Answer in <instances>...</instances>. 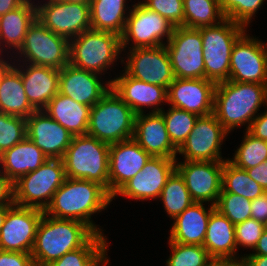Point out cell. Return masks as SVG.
Segmentation results:
<instances>
[{
    "mask_svg": "<svg viewBox=\"0 0 267 266\" xmlns=\"http://www.w3.org/2000/svg\"><path fill=\"white\" fill-rule=\"evenodd\" d=\"M254 252V253H253ZM252 254H246V255H261V256H267V229H265L259 238V241L257 242L255 248L253 249Z\"/></svg>",
    "mask_w": 267,
    "mask_h": 266,
    "instance_id": "f907efd6",
    "label": "cell"
},
{
    "mask_svg": "<svg viewBox=\"0 0 267 266\" xmlns=\"http://www.w3.org/2000/svg\"><path fill=\"white\" fill-rule=\"evenodd\" d=\"M198 29L203 43L205 79L216 84L227 81L233 45L247 28L225 18L218 24Z\"/></svg>",
    "mask_w": 267,
    "mask_h": 266,
    "instance_id": "52a82bcc",
    "label": "cell"
},
{
    "mask_svg": "<svg viewBox=\"0 0 267 266\" xmlns=\"http://www.w3.org/2000/svg\"><path fill=\"white\" fill-rule=\"evenodd\" d=\"M228 134L213 113L199 116L177 153L184 156L183 161H225L220 149Z\"/></svg>",
    "mask_w": 267,
    "mask_h": 266,
    "instance_id": "5bb4252c",
    "label": "cell"
},
{
    "mask_svg": "<svg viewBox=\"0 0 267 266\" xmlns=\"http://www.w3.org/2000/svg\"><path fill=\"white\" fill-rule=\"evenodd\" d=\"M141 3L166 18L175 27L184 25L183 0H144Z\"/></svg>",
    "mask_w": 267,
    "mask_h": 266,
    "instance_id": "7bdbcfd3",
    "label": "cell"
},
{
    "mask_svg": "<svg viewBox=\"0 0 267 266\" xmlns=\"http://www.w3.org/2000/svg\"><path fill=\"white\" fill-rule=\"evenodd\" d=\"M248 175L267 191V160L246 170Z\"/></svg>",
    "mask_w": 267,
    "mask_h": 266,
    "instance_id": "681fc988",
    "label": "cell"
},
{
    "mask_svg": "<svg viewBox=\"0 0 267 266\" xmlns=\"http://www.w3.org/2000/svg\"><path fill=\"white\" fill-rule=\"evenodd\" d=\"M47 160L48 157L26 137L0 155V172L14 183L21 176L37 170Z\"/></svg>",
    "mask_w": 267,
    "mask_h": 266,
    "instance_id": "83f0119b",
    "label": "cell"
},
{
    "mask_svg": "<svg viewBox=\"0 0 267 266\" xmlns=\"http://www.w3.org/2000/svg\"><path fill=\"white\" fill-rule=\"evenodd\" d=\"M35 19L36 3L32 0H26L21 6L0 16V55L6 51L9 53L8 48L11 51L19 50Z\"/></svg>",
    "mask_w": 267,
    "mask_h": 266,
    "instance_id": "f546056e",
    "label": "cell"
},
{
    "mask_svg": "<svg viewBox=\"0 0 267 266\" xmlns=\"http://www.w3.org/2000/svg\"><path fill=\"white\" fill-rule=\"evenodd\" d=\"M26 129L27 138L48 159H62L73 138L66 128L42 110L35 111L26 118Z\"/></svg>",
    "mask_w": 267,
    "mask_h": 266,
    "instance_id": "44dd1931",
    "label": "cell"
},
{
    "mask_svg": "<svg viewBox=\"0 0 267 266\" xmlns=\"http://www.w3.org/2000/svg\"><path fill=\"white\" fill-rule=\"evenodd\" d=\"M165 47L175 78H205L203 43L198 28L174 27Z\"/></svg>",
    "mask_w": 267,
    "mask_h": 266,
    "instance_id": "8fae6325",
    "label": "cell"
},
{
    "mask_svg": "<svg viewBox=\"0 0 267 266\" xmlns=\"http://www.w3.org/2000/svg\"><path fill=\"white\" fill-rule=\"evenodd\" d=\"M136 113L110 88L90 108L87 135L108 144L131 139Z\"/></svg>",
    "mask_w": 267,
    "mask_h": 266,
    "instance_id": "5b68a950",
    "label": "cell"
},
{
    "mask_svg": "<svg viewBox=\"0 0 267 266\" xmlns=\"http://www.w3.org/2000/svg\"><path fill=\"white\" fill-rule=\"evenodd\" d=\"M69 40L53 33L38 19L29 26L23 44L16 53L18 62L62 69L69 63Z\"/></svg>",
    "mask_w": 267,
    "mask_h": 266,
    "instance_id": "9c48e42d",
    "label": "cell"
},
{
    "mask_svg": "<svg viewBox=\"0 0 267 266\" xmlns=\"http://www.w3.org/2000/svg\"><path fill=\"white\" fill-rule=\"evenodd\" d=\"M208 266H216V260H213Z\"/></svg>",
    "mask_w": 267,
    "mask_h": 266,
    "instance_id": "91938a15",
    "label": "cell"
},
{
    "mask_svg": "<svg viewBox=\"0 0 267 266\" xmlns=\"http://www.w3.org/2000/svg\"><path fill=\"white\" fill-rule=\"evenodd\" d=\"M109 147L87 134L73 136L62 158L66 177L98 183L109 193Z\"/></svg>",
    "mask_w": 267,
    "mask_h": 266,
    "instance_id": "277c9868",
    "label": "cell"
},
{
    "mask_svg": "<svg viewBox=\"0 0 267 266\" xmlns=\"http://www.w3.org/2000/svg\"><path fill=\"white\" fill-rule=\"evenodd\" d=\"M37 4L36 19L53 33L69 41L91 29L90 4L62 0H48L45 3L38 1Z\"/></svg>",
    "mask_w": 267,
    "mask_h": 266,
    "instance_id": "7c38bea8",
    "label": "cell"
},
{
    "mask_svg": "<svg viewBox=\"0 0 267 266\" xmlns=\"http://www.w3.org/2000/svg\"><path fill=\"white\" fill-rule=\"evenodd\" d=\"M204 203L194 202L173 221L168 240L180 244L203 245L207 224L211 212L215 209L210 205L207 209Z\"/></svg>",
    "mask_w": 267,
    "mask_h": 266,
    "instance_id": "4316f807",
    "label": "cell"
},
{
    "mask_svg": "<svg viewBox=\"0 0 267 266\" xmlns=\"http://www.w3.org/2000/svg\"><path fill=\"white\" fill-rule=\"evenodd\" d=\"M13 205H0V229L2 228L7 211L12 207Z\"/></svg>",
    "mask_w": 267,
    "mask_h": 266,
    "instance_id": "9f6ffc18",
    "label": "cell"
},
{
    "mask_svg": "<svg viewBox=\"0 0 267 266\" xmlns=\"http://www.w3.org/2000/svg\"><path fill=\"white\" fill-rule=\"evenodd\" d=\"M112 196L98 183L85 179L66 178L53 195L44 213L58 219L78 220L88 225L96 234L104 235L91 215L105 210Z\"/></svg>",
    "mask_w": 267,
    "mask_h": 266,
    "instance_id": "6da1fadb",
    "label": "cell"
},
{
    "mask_svg": "<svg viewBox=\"0 0 267 266\" xmlns=\"http://www.w3.org/2000/svg\"><path fill=\"white\" fill-rule=\"evenodd\" d=\"M119 77L110 79L111 88L136 113H144L145 107L151 113H159L167 102L168 92L165 87L153 85L129 76L124 70Z\"/></svg>",
    "mask_w": 267,
    "mask_h": 266,
    "instance_id": "7402d4cb",
    "label": "cell"
},
{
    "mask_svg": "<svg viewBox=\"0 0 267 266\" xmlns=\"http://www.w3.org/2000/svg\"><path fill=\"white\" fill-rule=\"evenodd\" d=\"M259 114L253 119L248 132L255 138L267 140V109Z\"/></svg>",
    "mask_w": 267,
    "mask_h": 266,
    "instance_id": "7dc6e473",
    "label": "cell"
},
{
    "mask_svg": "<svg viewBox=\"0 0 267 266\" xmlns=\"http://www.w3.org/2000/svg\"><path fill=\"white\" fill-rule=\"evenodd\" d=\"M251 218L266 224L267 221V191L251 200Z\"/></svg>",
    "mask_w": 267,
    "mask_h": 266,
    "instance_id": "bcb514c9",
    "label": "cell"
},
{
    "mask_svg": "<svg viewBox=\"0 0 267 266\" xmlns=\"http://www.w3.org/2000/svg\"><path fill=\"white\" fill-rule=\"evenodd\" d=\"M246 32L233 45L228 80L267 84V44Z\"/></svg>",
    "mask_w": 267,
    "mask_h": 266,
    "instance_id": "4fadbf2b",
    "label": "cell"
},
{
    "mask_svg": "<svg viewBox=\"0 0 267 266\" xmlns=\"http://www.w3.org/2000/svg\"><path fill=\"white\" fill-rule=\"evenodd\" d=\"M69 63L77 68L104 75L121 55V37L117 34L86 30L69 41ZM109 67V68H108Z\"/></svg>",
    "mask_w": 267,
    "mask_h": 266,
    "instance_id": "8992f818",
    "label": "cell"
},
{
    "mask_svg": "<svg viewBox=\"0 0 267 266\" xmlns=\"http://www.w3.org/2000/svg\"><path fill=\"white\" fill-rule=\"evenodd\" d=\"M0 266H35L31 253L0 250Z\"/></svg>",
    "mask_w": 267,
    "mask_h": 266,
    "instance_id": "f6af8a7d",
    "label": "cell"
},
{
    "mask_svg": "<svg viewBox=\"0 0 267 266\" xmlns=\"http://www.w3.org/2000/svg\"><path fill=\"white\" fill-rule=\"evenodd\" d=\"M265 0H219V5L225 18L248 28L255 12Z\"/></svg>",
    "mask_w": 267,
    "mask_h": 266,
    "instance_id": "b9f144b4",
    "label": "cell"
},
{
    "mask_svg": "<svg viewBox=\"0 0 267 266\" xmlns=\"http://www.w3.org/2000/svg\"><path fill=\"white\" fill-rule=\"evenodd\" d=\"M203 246L214 260L239 261L237 256L235 225L217 209L209 217Z\"/></svg>",
    "mask_w": 267,
    "mask_h": 266,
    "instance_id": "484cf974",
    "label": "cell"
},
{
    "mask_svg": "<svg viewBox=\"0 0 267 266\" xmlns=\"http://www.w3.org/2000/svg\"><path fill=\"white\" fill-rule=\"evenodd\" d=\"M127 61L123 57L125 72L138 80L160 85L167 90L174 80L170 58L165 45L158 47L128 49Z\"/></svg>",
    "mask_w": 267,
    "mask_h": 266,
    "instance_id": "9a60e30c",
    "label": "cell"
},
{
    "mask_svg": "<svg viewBox=\"0 0 267 266\" xmlns=\"http://www.w3.org/2000/svg\"><path fill=\"white\" fill-rule=\"evenodd\" d=\"M222 189L249 200L262 195L264 189L248 175L247 171L236 167L228 158L224 161L222 170Z\"/></svg>",
    "mask_w": 267,
    "mask_h": 266,
    "instance_id": "836d02e7",
    "label": "cell"
},
{
    "mask_svg": "<svg viewBox=\"0 0 267 266\" xmlns=\"http://www.w3.org/2000/svg\"><path fill=\"white\" fill-rule=\"evenodd\" d=\"M106 236L95 234L83 247L64 254L45 266H94L108 250Z\"/></svg>",
    "mask_w": 267,
    "mask_h": 266,
    "instance_id": "d590c367",
    "label": "cell"
},
{
    "mask_svg": "<svg viewBox=\"0 0 267 266\" xmlns=\"http://www.w3.org/2000/svg\"><path fill=\"white\" fill-rule=\"evenodd\" d=\"M265 229L266 226L264 223L256 221L252 218L236 224L235 240L237 248L241 246L245 249H254Z\"/></svg>",
    "mask_w": 267,
    "mask_h": 266,
    "instance_id": "ee69618b",
    "label": "cell"
},
{
    "mask_svg": "<svg viewBox=\"0 0 267 266\" xmlns=\"http://www.w3.org/2000/svg\"><path fill=\"white\" fill-rule=\"evenodd\" d=\"M65 2H71V3H84V4H90L91 0H62Z\"/></svg>",
    "mask_w": 267,
    "mask_h": 266,
    "instance_id": "680465c9",
    "label": "cell"
},
{
    "mask_svg": "<svg viewBox=\"0 0 267 266\" xmlns=\"http://www.w3.org/2000/svg\"><path fill=\"white\" fill-rule=\"evenodd\" d=\"M224 161H184L176 159V170L184 178L194 202L216 205L222 190Z\"/></svg>",
    "mask_w": 267,
    "mask_h": 266,
    "instance_id": "e0dca14e",
    "label": "cell"
},
{
    "mask_svg": "<svg viewBox=\"0 0 267 266\" xmlns=\"http://www.w3.org/2000/svg\"><path fill=\"white\" fill-rule=\"evenodd\" d=\"M263 105H267V84L227 80L216 85L213 114L229 133L243 125L248 131Z\"/></svg>",
    "mask_w": 267,
    "mask_h": 266,
    "instance_id": "7a4b0ae2",
    "label": "cell"
},
{
    "mask_svg": "<svg viewBox=\"0 0 267 266\" xmlns=\"http://www.w3.org/2000/svg\"><path fill=\"white\" fill-rule=\"evenodd\" d=\"M184 25L187 28L213 26L225 19L219 0H183Z\"/></svg>",
    "mask_w": 267,
    "mask_h": 266,
    "instance_id": "d6a6232c",
    "label": "cell"
},
{
    "mask_svg": "<svg viewBox=\"0 0 267 266\" xmlns=\"http://www.w3.org/2000/svg\"><path fill=\"white\" fill-rule=\"evenodd\" d=\"M222 215L226 216L234 225L251 218V200L223 189L215 205Z\"/></svg>",
    "mask_w": 267,
    "mask_h": 266,
    "instance_id": "ab89813d",
    "label": "cell"
},
{
    "mask_svg": "<svg viewBox=\"0 0 267 266\" xmlns=\"http://www.w3.org/2000/svg\"><path fill=\"white\" fill-rule=\"evenodd\" d=\"M20 64L17 63V67L21 71L25 94L37 111L43 110L59 92L60 70L30 63Z\"/></svg>",
    "mask_w": 267,
    "mask_h": 266,
    "instance_id": "d4e9b609",
    "label": "cell"
},
{
    "mask_svg": "<svg viewBox=\"0 0 267 266\" xmlns=\"http://www.w3.org/2000/svg\"><path fill=\"white\" fill-rule=\"evenodd\" d=\"M233 155L228 159L236 167L247 170L267 160L266 140L255 138L248 131Z\"/></svg>",
    "mask_w": 267,
    "mask_h": 266,
    "instance_id": "74e56055",
    "label": "cell"
},
{
    "mask_svg": "<svg viewBox=\"0 0 267 266\" xmlns=\"http://www.w3.org/2000/svg\"><path fill=\"white\" fill-rule=\"evenodd\" d=\"M107 253L108 252H105L94 266H106L109 263V258L107 257L108 255Z\"/></svg>",
    "mask_w": 267,
    "mask_h": 266,
    "instance_id": "6f0895ef",
    "label": "cell"
},
{
    "mask_svg": "<svg viewBox=\"0 0 267 266\" xmlns=\"http://www.w3.org/2000/svg\"><path fill=\"white\" fill-rule=\"evenodd\" d=\"M66 178L63 160L48 159L14 182V204L45 211Z\"/></svg>",
    "mask_w": 267,
    "mask_h": 266,
    "instance_id": "ba28073f",
    "label": "cell"
},
{
    "mask_svg": "<svg viewBox=\"0 0 267 266\" xmlns=\"http://www.w3.org/2000/svg\"><path fill=\"white\" fill-rule=\"evenodd\" d=\"M90 108L58 92L42 111L66 128L72 136H79L87 134Z\"/></svg>",
    "mask_w": 267,
    "mask_h": 266,
    "instance_id": "f1b7e54d",
    "label": "cell"
},
{
    "mask_svg": "<svg viewBox=\"0 0 267 266\" xmlns=\"http://www.w3.org/2000/svg\"><path fill=\"white\" fill-rule=\"evenodd\" d=\"M160 113L172 144L179 149L191 133L199 116L172 106L167 112L163 109Z\"/></svg>",
    "mask_w": 267,
    "mask_h": 266,
    "instance_id": "8d00e7d4",
    "label": "cell"
},
{
    "mask_svg": "<svg viewBox=\"0 0 267 266\" xmlns=\"http://www.w3.org/2000/svg\"><path fill=\"white\" fill-rule=\"evenodd\" d=\"M2 56L3 55L1 54L0 56V81L4 73L13 65V63L11 64L8 60L6 61L4 57Z\"/></svg>",
    "mask_w": 267,
    "mask_h": 266,
    "instance_id": "db71d44e",
    "label": "cell"
},
{
    "mask_svg": "<svg viewBox=\"0 0 267 266\" xmlns=\"http://www.w3.org/2000/svg\"><path fill=\"white\" fill-rule=\"evenodd\" d=\"M216 266H245L243 260L239 261H221L216 260Z\"/></svg>",
    "mask_w": 267,
    "mask_h": 266,
    "instance_id": "11a10c76",
    "label": "cell"
},
{
    "mask_svg": "<svg viewBox=\"0 0 267 266\" xmlns=\"http://www.w3.org/2000/svg\"><path fill=\"white\" fill-rule=\"evenodd\" d=\"M158 199L163 202L167 215L173 220L194 203L184 178L177 170L168 178Z\"/></svg>",
    "mask_w": 267,
    "mask_h": 266,
    "instance_id": "e575fe53",
    "label": "cell"
},
{
    "mask_svg": "<svg viewBox=\"0 0 267 266\" xmlns=\"http://www.w3.org/2000/svg\"><path fill=\"white\" fill-rule=\"evenodd\" d=\"M174 25L157 12L149 10L141 1L132 5L121 36L122 51L163 46L172 36ZM166 36V37H165ZM166 38V42H163ZM132 41L133 46L130 44Z\"/></svg>",
    "mask_w": 267,
    "mask_h": 266,
    "instance_id": "30bf717a",
    "label": "cell"
},
{
    "mask_svg": "<svg viewBox=\"0 0 267 266\" xmlns=\"http://www.w3.org/2000/svg\"><path fill=\"white\" fill-rule=\"evenodd\" d=\"M128 9L126 0H91V29L111 32L121 37L129 15Z\"/></svg>",
    "mask_w": 267,
    "mask_h": 266,
    "instance_id": "1f68e13d",
    "label": "cell"
},
{
    "mask_svg": "<svg viewBox=\"0 0 267 266\" xmlns=\"http://www.w3.org/2000/svg\"><path fill=\"white\" fill-rule=\"evenodd\" d=\"M171 255L166 266H208L214 259L203 245L180 244L168 241Z\"/></svg>",
    "mask_w": 267,
    "mask_h": 266,
    "instance_id": "f35d334b",
    "label": "cell"
},
{
    "mask_svg": "<svg viewBox=\"0 0 267 266\" xmlns=\"http://www.w3.org/2000/svg\"><path fill=\"white\" fill-rule=\"evenodd\" d=\"M137 114L133 139L152 157L177 159L178 149L172 144L162 114Z\"/></svg>",
    "mask_w": 267,
    "mask_h": 266,
    "instance_id": "cb8c5ba5",
    "label": "cell"
},
{
    "mask_svg": "<svg viewBox=\"0 0 267 266\" xmlns=\"http://www.w3.org/2000/svg\"><path fill=\"white\" fill-rule=\"evenodd\" d=\"M26 137L25 118L0 112V155Z\"/></svg>",
    "mask_w": 267,
    "mask_h": 266,
    "instance_id": "60d3db41",
    "label": "cell"
},
{
    "mask_svg": "<svg viewBox=\"0 0 267 266\" xmlns=\"http://www.w3.org/2000/svg\"><path fill=\"white\" fill-rule=\"evenodd\" d=\"M152 156L133 138L110 144L109 194H114L132 179Z\"/></svg>",
    "mask_w": 267,
    "mask_h": 266,
    "instance_id": "ffe728a7",
    "label": "cell"
},
{
    "mask_svg": "<svg viewBox=\"0 0 267 266\" xmlns=\"http://www.w3.org/2000/svg\"><path fill=\"white\" fill-rule=\"evenodd\" d=\"M13 65L4 73L0 81V112L23 118L37 111L25 94L21 71L15 59Z\"/></svg>",
    "mask_w": 267,
    "mask_h": 266,
    "instance_id": "4dcf8cb0",
    "label": "cell"
},
{
    "mask_svg": "<svg viewBox=\"0 0 267 266\" xmlns=\"http://www.w3.org/2000/svg\"><path fill=\"white\" fill-rule=\"evenodd\" d=\"M98 75L68 63L60 69L59 93L92 107L111 88V83L106 81L105 85Z\"/></svg>",
    "mask_w": 267,
    "mask_h": 266,
    "instance_id": "603a6c76",
    "label": "cell"
},
{
    "mask_svg": "<svg viewBox=\"0 0 267 266\" xmlns=\"http://www.w3.org/2000/svg\"><path fill=\"white\" fill-rule=\"evenodd\" d=\"M176 170V159L151 157L141 171L124 184L112 197L124 196L147 201L158 199L168 178Z\"/></svg>",
    "mask_w": 267,
    "mask_h": 266,
    "instance_id": "ac0fdd59",
    "label": "cell"
},
{
    "mask_svg": "<svg viewBox=\"0 0 267 266\" xmlns=\"http://www.w3.org/2000/svg\"><path fill=\"white\" fill-rule=\"evenodd\" d=\"M44 211L13 205L0 229V250L31 253Z\"/></svg>",
    "mask_w": 267,
    "mask_h": 266,
    "instance_id": "2e32d148",
    "label": "cell"
},
{
    "mask_svg": "<svg viewBox=\"0 0 267 266\" xmlns=\"http://www.w3.org/2000/svg\"><path fill=\"white\" fill-rule=\"evenodd\" d=\"M216 85L205 78H174L167 90V103L198 116L210 115L213 113Z\"/></svg>",
    "mask_w": 267,
    "mask_h": 266,
    "instance_id": "d6986e66",
    "label": "cell"
},
{
    "mask_svg": "<svg viewBox=\"0 0 267 266\" xmlns=\"http://www.w3.org/2000/svg\"><path fill=\"white\" fill-rule=\"evenodd\" d=\"M96 233L85 223L46 215L39 222L31 252L35 266H45L83 247Z\"/></svg>",
    "mask_w": 267,
    "mask_h": 266,
    "instance_id": "3957f363",
    "label": "cell"
},
{
    "mask_svg": "<svg viewBox=\"0 0 267 266\" xmlns=\"http://www.w3.org/2000/svg\"><path fill=\"white\" fill-rule=\"evenodd\" d=\"M0 205H14V183L0 172Z\"/></svg>",
    "mask_w": 267,
    "mask_h": 266,
    "instance_id": "c3c4849f",
    "label": "cell"
},
{
    "mask_svg": "<svg viewBox=\"0 0 267 266\" xmlns=\"http://www.w3.org/2000/svg\"><path fill=\"white\" fill-rule=\"evenodd\" d=\"M26 0H0V16L21 6Z\"/></svg>",
    "mask_w": 267,
    "mask_h": 266,
    "instance_id": "f5cc1de1",
    "label": "cell"
},
{
    "mask_svg": "<svg viewBox=\"0 0 267 266\" xmlns=\"http://www.w3.org/2000/svg\"><path fill=\"white\" fill-rule=\"evenodd\" d=\"M245 266H267V256L261 255H243Z\"/></svg>",
    "mask_w": 267,
    "mask_h": 266,
    "instance_id": "816d5d0a",
    "label": "cell"
}]
</instances>
